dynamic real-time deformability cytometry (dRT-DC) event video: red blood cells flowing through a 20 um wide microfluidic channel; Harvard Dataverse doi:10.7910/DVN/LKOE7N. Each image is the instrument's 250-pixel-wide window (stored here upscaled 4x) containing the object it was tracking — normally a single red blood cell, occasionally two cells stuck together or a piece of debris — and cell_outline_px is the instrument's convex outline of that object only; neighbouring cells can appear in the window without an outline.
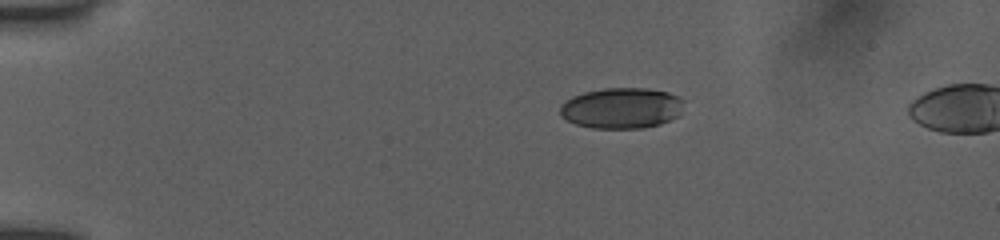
{"species": "human", "species_latin": "Homo sapiens", "temperature_condition": "room temperature", "stored_images_in_passage": 43, "camera_frame_rate_fps": 3000, "um_per_image_px": 0.085, "donor": {"sex": "female"}, "frame": {"image": 1, "passage_image": 1, "time_ms": 0.0, "image_size_px": [1000, 240], "cell_outline_px": [[684, 100], [680, 116], [660, 124], [640, 128], [592, 128], [576, 124], [560, 116], [560, 104], [572, 96], [584, 92], [604, 88], [648, 88], [668, 92], [680, 96]], "centroid_in_image_um": [52.85, 9.18], "position_along_channel_um": 32.1, "area_um2": 29.71}}
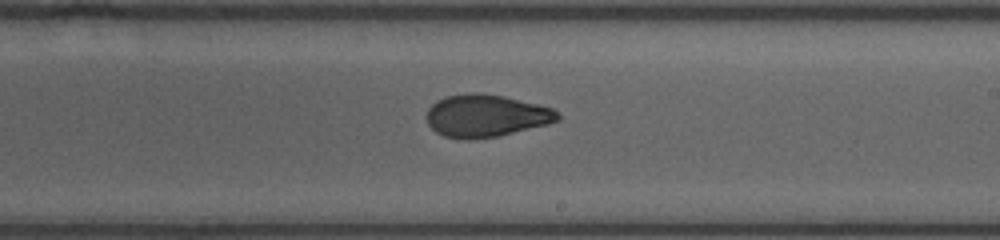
{"frame": {"image": 2, "passage_image": 23, "time_ms": 7.333, "image_size_px": [1000, 240], "cell_outline_px": [[560, 120], [548, 124], [496, 136], [468, 140], [464, 140], [444, 136], [436, 132], [428, 124], [428, 108], [436, 100], [448, 96], [472, 92], [484, 92], [504, 96], [552, 108], [560, 116]], "centroid_in_image_um": [41.29, 9.83], "position_along_channel_um": 247.7, "area_um2": 32.25}}
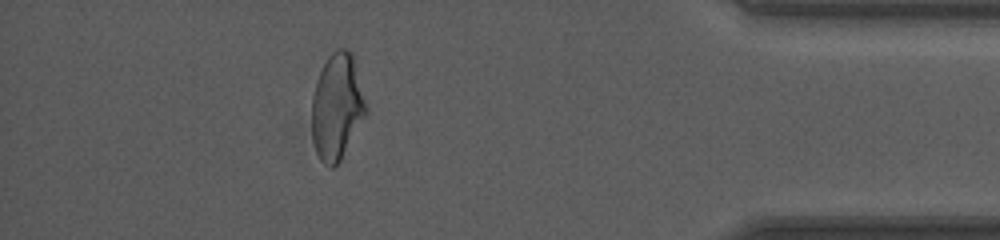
{"frame": {"image": 3, "passage_image": 38, "time_ms": 12.333, "image_size_px": [1000, 240], "cell_outline_px": [[368, 112], [340, 160], [332, 168], [324, 164], [320, 160], [316, 152], [312, 140], [312, 96], [316, 80], [328, 56], [336, 48], [348, 48], [352, 52], [368, 108]], "centroid_in_image_um": [28.64, 9.05], "position_along_channel_um": 406.6, "area_um2": 33.7}, "authors_computed_cell_mechanics": {"area_um2": 32.368, "velocity_mm_per_s": 3.9304, "shape_relaxation_time_tau1_ms": 6.8456, "shape_relaxation_time_tau2_ms": 1.265, "deformation_change_tau1": 0.2012, "deformation_change_tau2": 0.0664}}